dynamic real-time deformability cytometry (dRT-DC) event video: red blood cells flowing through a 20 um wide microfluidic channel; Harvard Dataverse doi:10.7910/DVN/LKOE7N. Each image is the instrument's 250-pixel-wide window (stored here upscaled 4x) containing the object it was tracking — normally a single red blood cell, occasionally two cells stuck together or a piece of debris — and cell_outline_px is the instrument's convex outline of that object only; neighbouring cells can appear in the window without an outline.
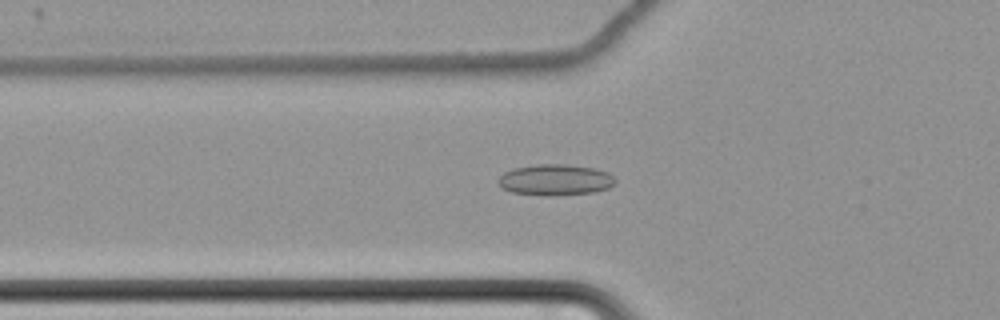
{"species": "common noctule bat (a hibernating species)", "species_latin": "Nyctalus noctula", "temperature_condition": "cold", "stored_images_in_passage": 63, "camera_frame_rate_fps": 3000, "um_per_image_px": 0.085, "animal": {"sex": "female", "body_mass_g": 22.7, "forearm_length_mm": 54.2}, "frame": {"image": 1, "passage_image": 25, "time_ms": 8.0, "image_size_px": [1000, 320], "cell_outline_px": [[616, 184], [608, 188], [592, 192], [512, 192], [500, 188], [496, 180], [504, 172], [512, 168], [536, 164], [568, 164], [596, 168], [608, 172], [616, 180]], "centroid_in_image_um": [47.2, 15.21], "position_along_channel_um": 78.6, "area_um2": 20.29}}
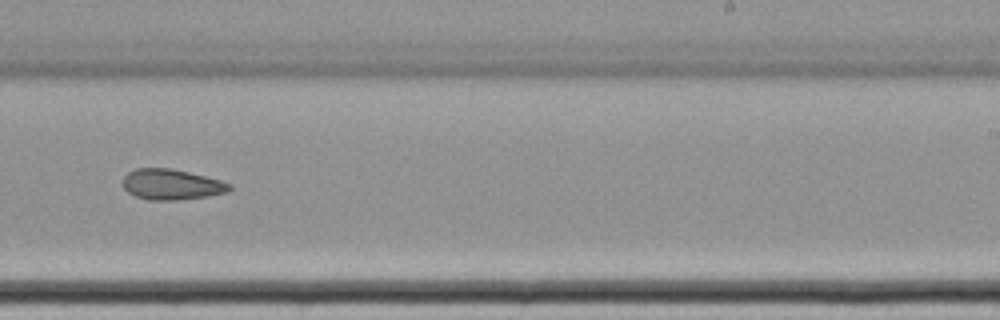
{"frame": {"image": 2, "passage_image": 42, "time_ms": 13.667, "image_size_px": [1000, 320], "cell_outline_px": [[232, 188], [228, 192], [208, 196], [176, 200], [148, 200], [136, 196], [128, 192], [124, 188], [124, 176], [128, 172], [136, 168], [172, 168], [220, 180], [232, 184]], "centroid_in_image_um": [14.59, 15.68], "position_along_channel_um": 274.4, "area_um2": 18.96}}
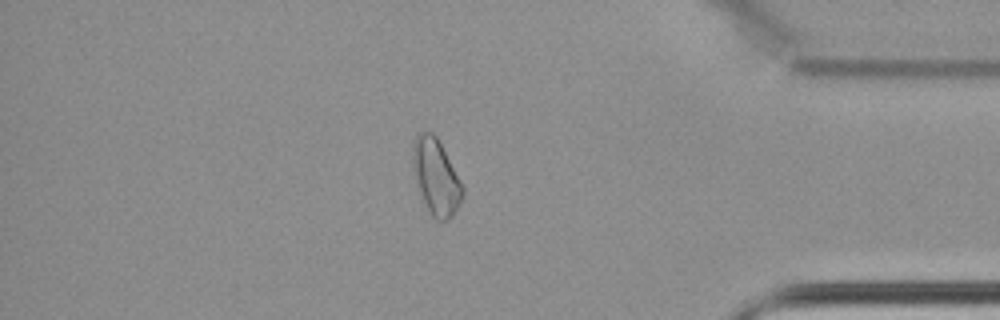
{"frame": {"image": 3, "passage_image": 55, "time_ms": 18.0, "image_size_px": [1000, 320], "cell_outline_px": [[464, 192], [452, 216], [448, 220], [436, 220], [432, 216], [420, 192], [412, 168], [412, 144], [416, 136], [420, 132], [432, 132], [436, 136], [460, 180], [464, 188]], "centroid_in_image_um": [37.04, 15.01], "position_along_channel_um": 398.2, "area_um2": 21.5}, "authors_computed_cell_mechanics": {"area_um2": 21.1548, "velocity_mm_per_s": 3.4704, "shape_relaxation_time_tau1_ms": null, "shape_relaxation_time_tau2_ms": 10.6606, "deformation_change_tau1": null, "deformation_change_tau2": 0.129}}